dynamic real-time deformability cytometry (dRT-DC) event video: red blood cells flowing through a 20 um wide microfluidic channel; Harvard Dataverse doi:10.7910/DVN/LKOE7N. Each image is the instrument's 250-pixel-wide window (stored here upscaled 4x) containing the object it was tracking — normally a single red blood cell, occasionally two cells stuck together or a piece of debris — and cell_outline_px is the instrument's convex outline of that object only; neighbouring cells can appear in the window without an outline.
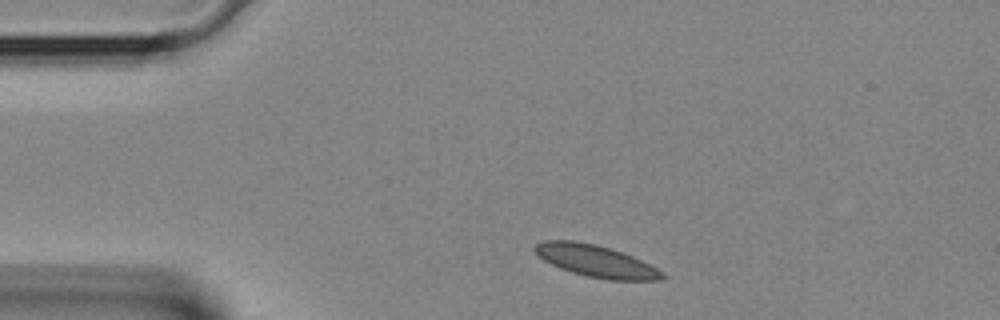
{"species": "Egyptian fruit bat (a non-hibernating species)", "species_latin": "Rousettus aegyptiacus", "temperature_condition": "room temperature", "stored_images_in_passage": 2, "camera_frame_rate_fps": 3000, "um_per_image_px": 0.085, "animal": {"sex": "female"}, "frame": {"image": 1, "passage_image": 1, "time_ms": 0.0, "image_size_px": [1000, 320], "cell_outline_px": [[668, 276], [660, 280], [608, 280], [588, 276], [572, 272], [560, 268], [544, 260], [532, 248], [536, 244], [544, 240], [576, 240], [596, 244], [632, 256], [664, 272]], "centroid_in_image_um": [50.65, 22.18], "position_along_channel_um": 34.3, "area_um2": 23.52}}